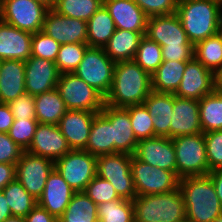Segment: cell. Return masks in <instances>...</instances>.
<instances>
[{
    "label": "cell",
    "mask_w": 222,
    "mask_h": 222,
    "mask_svg": "<svg viewBox=\"0 0 222 222\" xmlns=\"http://www.w3.org/2000/svg\"><path fill=\"white\" fill-rule=\"evenodd\" d=\"M60 72L54 61L30 56L25 61V91L36 96L56 88Z\"/></svg>",
    "instance_id": "obj_17"
},
{
    "label": "cell",
    "mask_w": 222,
    "mask_h": 222,
    "mask_svg": "<svg viewBox=\"0 0 222 222\" xmlns=\"http://www.w3.org/2000/svg\"><path fill=\"white\" fill-rule=\"evenodd\" d=\"M34 100L38 123L58 125L68 110L56 88L34 96Z\"/></svg>",
    "instance_id": "obj_31"
},
{
    "label": "cell",
    "mask_w": 222,
    "mask_h": 222,
    "mask_svg": "<svg viewBox=\"0 0 222 222\" xmlns=\"http://www.w3.org/2000/svg\"><path fill=\"white\" fill-rule=\"evenodd\" d=\"M25 61H0V103L8 104L25 94Z\"/></svg>",
    "instance_id": "obj_25"
},
{
    "label": "cell",
    "mask_w": 222,
    "mask_h": 222,
    "mask_svg": "<svg viewBox=\"0 0 222 222\" xmlns=\"http://www.w3.org/2000/svg\"><path fill=\"white\" fill-rule=\"evenodd\" d=\"M202 133L199 117V100L175 96L170 138Z\"/></svg>",
    "instance_id": "obj_22"
},
{
    "label": "cell",
    "mask_w": 222,
    "mask_h": 222,
    "mask_svg": "<svg viewBox=\"0 0 222 222\" xmlns=\"http://www.w3.org/2000/svg\"><path fill=\"white\" fill-rule=\"evenodd\" d=\"M26 222H58L46 209L38 204L25 217Z\"/></svg>",
    "instance_id": "obj_49"
},
{
    "label": "cell",
    "mask_w": 222,
    "mask_h": 222,
    "mask_svg": "<svg viewBox=\"0 0 222 222\" xmlns=\"http://www.w3.org/2000/svg\"><path fill=\"white\" fill-rule=\"evenodd\" d=\"M53 169V160L23 151L16 163V179L38 200Z\"/></svg>",
    "instance_id": "obj_12"
},
{
    "label": "cell",
    "mask_w": 222,
    "mask_h": 222,
    "mask_svg": "<svg viewBox=\"0 0 222 222\" xmlns=\"http://www.w3.org/2000/svg\"><path fill=\"white\" fill-rule=\"evenodd\" d=\"M182 222H192V221H189V220L185 219V220H183Z\"/></svg>",
    "instance_id": "obj_60"
},
{
    "label": "cell",
    "mask_w": 222,
    "mask_h": 222,
    "mask_svg": "<svg viewBox=\"0 0 222 222\" xmlns=\"http://www.w3.org/2000/svg\"><path fill=\"white\" fill-rule=\"evenodd\" d=\"M87 43H68L60 46L55 60L60 74L73 73L82 61Z\"/></svg>",
    "instance_id": "obj_39"
},
{
    "label": "cell",
    "mask_w": 222,
    "mask_h": 222,
    "mask_svg": "<svg viewBox=\"0 0 222 222\" xmlns=\"http://www.w3.org/2000/svg\"><path fill=\"white\" fill-rule=\"evenodd\" d=\"M131 157L114 153L97 157V176L107 180L121 199L133 201L137 196L131 171Z\"/></svg>",
    "instance_id": "obj_7"
},
{
    "label": "cell",
    "mask_w": 222,
    "mask_h": 222,
    "mask_svg": "<svg viewBox=\"0 0 222 222\" xmlns=\"http://www.w3.org/2000/svg\"><path fill=\"white\" fill-rule=\"evenodd\" d=\"M84 151L96 157L113 154V126L101 113L94 116Z\"/></svg>",
    "instance_id": "obj_29"
},
{
    "label": "cell",
    "mask_w": 222,
    "mask_h": 222,
    "mask_svg": "<svg viewBox=\"0 0 222 222\" xmlns=\"http://www.w3.org/2000/svg\"><path fill=\"white\" fill-rule=\"evenodd\" d=\"M42 31L61 45L87 43V22L59 15L52 8L46 13Z\"/></svg>",
    "instance_id": "obj_14"
},
{
    "label": "cell",
    "mask_w": 222,
    "mask_h": 222,
    "mask_svg": "<svg viewBox=\"0 0 222 222\" xmlns=\"http://www.w3.org/2000/svg\"><path fill=\"white\" fill-rule=\"evenodd\" d=\"M208 175L212 179L217 197L222 204V169L210 171Z\"/></svg>",
    "instance_id": "obj_52"
},
{
    "label": "cell",
    "mask_w": 222,
    "mask_h": 222,
    "mask_svg": "<svg viewBox=\"0 0 222 222\" xmlns=\"http://www.w3.org/2000/svg\"><path fill=\"white\" fill-rule=\"evenodd\" d=\"M98 205L85 192H75L58 222H98Z\"/></svg>",
    "instance_id": "obj_32"
},
{
    "label": "cell",
    "mask_w": 222,
    "mask_h": 222,
    "mask_svg": "<svg viewBox=\"0 0 222 222\" xmlns=\"http://www.w3.org/2000/svg\"><path fill=\"white\" fill-rule=\"evenodd\" d=\"M129 111L132 130L136 139L142 140L154 137L153 118L144 104L126 107Z\"/></svg>",
    "instance_id": "obj_40"
},
{
    "label": "cell",
    "mask_w": 222,
    "mask_h": 222,
    "mask_svg": "<svg viewBox=\"0 0 222 222\" xmlns=\"http://www.w3.org/2000/svg\"><path fill=\"white\" fill-rule=\"evenodd\" d=\"M146 32L117 29L103 47L112 61L134 60L139 43Z\"/></svg>",
    "instance_id": "obj_27"
},
{
    "label": "cell",
    "mask_w": 222,
    "mask_h": 222,
    "mask_svg": "<svg viewBox=\"0 0 222 222\" xmlns=\"http://www.w3.org/2000/svg\"><path fill=\"white\" fill-rule=\"evenodd\" d=\"M60 46V43L45 32L38 31L32 35L31 56L55 62Z\"/></svg>",
    "instance_id": "obj_42"
},
{
    "label": "cell",
    "mask_w": 222,
    "mask_h": 222,
    "mask_svg": "<svg viewBox=\"0 0 222 222\" xmlns=\"http://www.w3.org/2000/svg\"><path fill=\"white\" fill-rule=\"evenodd\" d=\"M131 171L137 195L170 192L179 187V178L172 172L131 157Z\"/></svg>",
    "instance_id": "obj_11"
},
{
    "label": "cell",
    "mask_w": 222,
    "mask_h": 222,
    "mask_svg": "<svg viewBox=\"0 0 222 222\" xmlns=\"http://www.w3.org/2000/svg\"><path fill=\"white\" fill-rule=\"evenodd\" d=\"M98 222H134L133 201L121 199L98 205Z\"/></svg>",
    "instance_id": "obj_37"
},
{
    "label": "cell",
    "mask_w": 222,
    "mask_h": 222,
    "mask_svg": "<svg viewBox=\"0 0 222 222\" xmlns=\"http://www.w3.org/2000/svg\"><path fill=\"white\" fill-rule=\"evenodd\" d=\"M14 119H36L34 96L25 93L8 103Z\"/></svg>",
    "instance_id": "obj_45"
},
{
    "label": "cell",
    "mask_w": 222,
    "mask_h": 222,
    "mask_svg": "<svg viewBox=\"0 0 222 222\" xmlns=\"http://www.w3.org/2000/svg\"><path fill=\"white\" fill-rule=\"evenodd\" d=\"M14 123V116L6 103H0V133H8Z\"/></svg>",
    "instance_id": "obj_51"
},
{
    "label": "cell",
    "mask_w": 222,
    "mask_h": 222,
    "mask_svg": "<svg viewBox=\"0 0 222 222\" xmlns=\"http://www.w3.org/2000/svg\"><path fill=\"white\" fill-rule=\"evenodd\" d=\"M194 57L215 73L222 67V38L216 34L196 43Z\"/></svg>",
    "instance_id": "obj_35"
},
{
    "label": "cell",
    "mask_w": 222,
    "mask_h": 222,
    "mask_svg": "<svg viewBox=\"0 0 222 222\" xmlns=\"http://www.w3.org/2000/svg\"><path fill=\"white\" fill-rule=\"evenodd\" d=\"M186 219L192 222H214L222 217V204L209 175L179 179Z\"/></svg>",
    "instance_id": "obj_2"
},
{
    "label": "cell",
    "mask_w": 222,
    "mask_h": 222,
    "mask_svg": "<svg viewBox=\"0 0 222 222\" xmlns=\"http://www.w3.org/2000/svg\"><path fill=\"white\" fill-rule=\"evenodd\" d=\"M100 113L113 126V154L127 153L134 155L138 140L132 130L129 111L126 108L104 104Z\"/></svg>",
    "instance_id": "obj_19"
},
{
    "label": "cell",
    "mask_w": 222,
    "mask_h": 222,
    "mask_svg": "<svg viewBox=\"0 0 222 222\" xmlns=\"http://www.w3.org/2000/svg\"><path fill=\"white\" fill-rule=\"evenodd\" d=\"M221 5V0H178L176 13L193 45L218 34Z\"/></svg>",
    "instance_id": "obj_3"
},
{
    "label": "cell",
    "mask_w": 222,
    "mask_h": 222,
    "mask_svg": "<svg viewBox=\"0 0 222 222\" xmlns=\"http://www.w3.org/2000/svg\"><path fill=\"white\" fill-rule=\"evenodd\" d=\"M38 125L37 119H14V123L8 132L9 137L23 150L26 151L35 134Z\"/></svg>",
    "instance_id": "obj_41"
},
{
    "label": "cell",
    "mask_w": 222,
    "mask_h": 222,
    "mask_svg": "<svg viewBox=\"0 0 222 222\" xmlns=\"http://www.w3.org/2000/svg\"><path fill=\"white\" fill-rule=\"evenodd\" d=\"M84 192L97 205L108 201L121 200L111 183L97 175L87 185Z\"/></svg>",
    "instance_id": "obj_43"
},
{
    "label": "cell",
    "mask_w": 222,
    "mask_h": 222,
    "mask_svg": "<svg viewBox=\"0 0 222 222\" xmlns=\"http://www.w3.org/2000/svg\"><path fill=\"white\" fill-rule=\"evenodd\" d=\"M97 157L84 150H71L54 162V168L75 192H84L97 175Z\"/></svg>",
    "instance_id": "obj_9"
},
{
    "label": "cell",
    "mask_w": 222,
    "mask_h": 222,
    "mask_svg": "<svg viewBox=\"0 0 222 222\" xmlns=\"http://www.w3.org/2000/svg\"><path fill=\"white\" fill-rule=\"evenodd\" d=\"M187 62L162 61L151 75V88L155 92L175 94L180 86Z\"/></svg>",
    "instance_id": "obj_28"
},
{
    "label": "cell",
    "mask_w": 222,
    "mask_h": 222,
    "mask_svg": "<svg viewBox=\"0 0 222 222\" xmlns=\"http://www.w3.org/2000/svg\"><path fill=\"white\" fill-rule=\"evenodd\" d=\"M144 13L150 16L175 13L178 0H133Z\"/></svg>",
    "instance_id": "obj_46"
},
{
    "label": "cell",
    "mask_w": 222,
    "mask_h": 222,
    "mask_svg": "<svg viewBox=\"0 0 222 222\" xmlns=\"http://www.w3.org/2000/svg\"><path fill=\"white\" fill-rule=\"evenodd\" d=\"M97 113L86 110H67L58 124L71 150H84L91 125Z\"/></svg>",
    "instance_id": "obj_20"
},
{
    "label": "cell",
    "mask_w": 222,
    "mask_h": 222,
    "mask_svg": "<svg viewBox=\"0 0 222 222\" xmlns=\"http://www.w3.org/2000/svg\"><path fill=\"white\" fill-rule=\"evenodd\" d=\"M134 156L144 163L172 171L176 175V154L171 138L155 136L139 140Z\"/></svg>",
    "instance_id": "obj_16"
},
{
    "label": "cell",
    "mask_w": 222,
    "mask_h": 222,
    "mask_svg": "<svg viewBox=\"0 0 222 222\" xmlns=\"http://www.w3.org/2000/svg\"><path fill=\"white\" fill-rule=\"evenodd\" d=\"M218 35L222 38V18L220 20V24H219V27H218Z\"/></svg>",
    "instance_id": "obj_57"
},
{
    "label": "cell",
    "mask_w": 222,
    "mask_h": 222,
    "mask_svg": "<svg viewBox=\"0 0 222 222\" xmlns=\"http://www.w3.org/2000/svg\"><path fill=\"white\" fill-rule=\"evenodd\" d=\"M115 65L103 48L88 47L73 73L105 98L112 87Z\"/></svg>",
    "instance_id": "obj_6"
},
{
    "label": "cell",
    "mask_w": 222,
    "mask_h": 222,
    "mask_svg": "<svg viewBox=\"0 0 222 222\" xmlns=\"http://www.w3.org/2000/svg\"><path fill=\"white\" fill-rule=\"evenodd\" d=\"M32 35L0 21V61L23 60L31 56Z\"/></svg>",
    "instance_id": "obj_24"
},
{
    "label": "cell",
    "mask_w": 222,
    "mask_h": 222,
    "mask_svg": "<svg viewBox=\"0 0 222 222\" xmlns=\"http://www.w3.org/2000/svg\"><path fill=\"white\" fill-rule=\"evenodd\" d=\"M175 95L151 91L144 105L153 118L154 137L170 138V124L173 116Z\"/></svg>",
    "instance_id": "obj_26"
},
{
    "label": "cell",
    "mask_w": 222,
    "mask_h": 222,
    "mask_svg": "<svg viewBox=\"0 0 222 222\" xmlns=\"http://www.w3.org/2000/svg\"><path fill=\"white\" fill-rule=\"evenodd\" d=\"M103 5V0H57L52 8L59 15L88 21Z\"/></svg>",
    "instance_id": "obj_36"
},
{
    "label": "cell",
    "mask_w": 222,
    "mask_h": 222,
    "mask_svg": "<svg viewBox=\"0 0 222 222\" xmlns=\"http://www.w3.org/2000/svg\"><path fill=\"white\" fill-rule=\"evenodd\" d=\"M56 89L68 110L100 113L105 104V98L74 73L60 74Z\"/></svg>",
    "instance_id": "obj_8"
},
{
    "label": "cell",
    "mask_w": 222,
    "mask_h": 222,
    "mask_svg": "<svg viewBox=\"0 0 222 222\" xmlns=\"http://www.w3.org/2000/svg\"><path fill=\"white\" fill-rule=\"evenodd\" d=\"M117 29L146 32L148 16L133 0H103Z\"/></svg>",
    "instance_id": "obj_23"
},
{
    "label": "cell",
    "mask_w": 222,
    "mask_h": 222,
    "mask_svg": "<svg viewBox=\"0 0 222 222\" xmlns=\"http://www.w3.org/2000/svg\"><path fill=\"white\" fill-rule=\"evenodd\" d=\"M204 134L209 170L222 169V130Z\"/></svg>",
    "instance_id": "obj_44"
},
{
    "label": "cell",
    "mask_w": 222,
    "mask_h": 222,
    "mask_svg": "<svg viewBox=\"0 0 222 222\" xmlns=\"http://www.w3.org/2000/svg\"><path fill=\"white\" fill-rule=\"evenodd\" d=\"M134 222H182L186 219L180 188L153 195H137L133 200Z\"/></svg>",
    "instance_id": "obj_4"
},
{
    "label": "cell",
    "mask_w": 222,
    "mask_h": 222,
    "mask_svg": "<svg viewBox=\"0 0 222 222\" xmlns=\"http://www.w3.org/2000/svg\"><path fill=\"white\" fill-rule=\"evenodd\" d=\"M163 61L187 62L194 57V46H161Z\"/></svg>",
    "instance_id": "obj_48"
},
{
    "label": "cell",
    "mask_w": 222,
    "mask_h": 222,
    "mask_svg": "<svg viewBox=\"0 0 222 222\" xmlns=\"http://www.w3.org/2000/svg\"><path fill=\"white\" fill-rule=\"evenodd\" d=\"M74 193L75 191L54 168L48 175L41 197L37 200L38 205L58 220L65 212Z\"/></svg>",
    "instance_id": "obj_21"
},
{
    "label": "cell",
    "mask_w": 222,
    "mask_h": 222,
    "mask_svg": "<svg viewBox=\"0 0 222 222\" xmlns=\"http://www.w3.org/2000/svg\"><path fill=\"white\" fill-rule=\"evenodd\" d=\"M44 5H46L49 9L53 8L57 0H36Z\"/></svg>",
    "instance_id": "obj_56"
},
{
    "label": "cell",
    "mask_w": 222,
    "mask_h": 222,
    "mask_svg": "<svg viewBox=\"0 0 222 222\" xmlns=\"http://www.w3.org/2000/svg\"><path fill=\"white\" fill-rule=\"evenodd\" d=\"M115 30L114 20L103 4L87 21V44L103 48Z\"/></svg>",
    "instance_id": "obj_30"
},
{
    "label": "cell",
    "mask_w": 222,
    "mask_h": 222,
    "mask_svg": "<svg viewBox=\"0 0 222 222\" xmlns=\"http://www.w3.org/2000/svg\"><path fill=\"white\" fill-rule=\"evenodd\" d=\"M49 8L36 0H2L1 20L34 34L43 29Z\"/></svg>",
    "instance_id": "obj_10"
},
{
    "label": "cell",
    "mask_w": 222,
    "mask_h": 222,
    "mask_svg": "<svg viewBox=\"0 0 222 222\" xmlns=\"http://www.w3.org/2000/svg\"><path fill=\"white\" fill-rule=\"evenodd\" d=\"M145 36L160 46H194L189 41L176 12L148 17Z\"/></svg>",
    "instance_id": "obj_13"
},
{
    "label": "cell",
    "mask_w": 222,
    "mask_h": 222,
    "mask_svg": "<svg viewBox=\"0 0 222 222\" xmlns=\"http://www.w3.org/2000/svg\"><path fill=\"white\" fill-rule=\"evenodd\" d=\"M134 61L152 75L163 61L161 46L144 35L139 43Z\"/></svg>",
    "instance_id": "obj_38"
},
{
    "label": "cell",
    "mask_w": 222,
    "mask_h": 222,
    "mask_svg": "<svg viewBox=\"0 0 222 222\" xmlns=\"http://www.w3.org/2000/svg\"><path fill=\"white\" fill-rule=\"evenodd\" d=\"M215 90L214 73L195 57L187 61L180 86L175 96L200 100Z\"/></svg>",
    "instance_id": "obj_15"
},
{
    "label": "cell",
    "mask_w": 222,
    "mask_h": 222,
    "mask_svg": "<svg viewBox=\"0 0 222 222\" xmlns=\"http://www.w3.org/2000/svg\"><path fill=\"white\" fill-rule=\"evenodd\" d=\"M12 216L26 217L38 201L15 179L2 189Z\"/></svg>",
    "instance_id": "obj_34"
},
{
    "label": "cell",
    "mask_w": 222,
    "mask_h": 222,
    "mask_svg": "<svg viewBox=\"0 0 222 222\" xmlns=\"http://www.w3.org/2000/svg\"><path fill=\"white\" fill-rule=\"evenodd\" d=\"M1 8H2V0H0V21H1Z\"/></svg>",
    "instance_id": "obj_58"
},
{
    "label": "cell",
    "mask_w": 222,
    "mask_h": 222,
    "mask_svg": "<svg viewBox=\"0 0 222 222\" xmlns=\"http://www.w3.org/2000/svg\"><path fill=\"white\" fill-rule=\"evenodd\" d=\"M16 179V164L0 163V191Z\"/></svg>",
    "instance_id": "obj_50"
},
{
    "label": "cell",
    "mask_w": 222,
    "mask_h": 222,
    "mask_svg": "<svg viewBox=\"0 0 222 222\" xmlns=\"http://www.w3.org/2000/svg\"><path fill=\"white\" fill-rule=\"evenodd\" d=\"M202 133L222 130V93L213 91L199 100Z\"/></svg>",
    "instance_id": "obj_33"
},
{
    "label": "cell",
    "mask_w": 222,
    "mask_h": 222,
    "mask_svg": "<svg viewBox=\"0 0 222 222\" xmlns=\"http://www.w3.org/2000/svg\"><path fill=\"white\" fill-rule=\"evenodd\" d=\"M10 217H12V212L7 203L5 195L3 191L1 190L0 191V222H3L4 220Z\"/></svg>",
    "instance_id": "obj_53"
},
{
    "label": "cell",
    "mask_w": 222,
    "mask_h": 222,
    "mask_svg": "<svg viewBox=\"0 0 222 222\" xmlns=\"http://www.w3.org/2000/svg\"><path fill=\"white\" fill-rule=\"evenodd\" d=\"M27 152L47 157L54 162L71 151L58 125L38 123Z\"/></svg>",
    "instance_id": "obj_18"
},
{
    "label": "cell",
    "mask_w": 222,
    "mask_h": 222,
    "mask_svg": "<svg viewBox=\"0 0 222 222\" xmlns=\"http://www.w3.org/2000/svg\"><path fill=\"white\" fill-rule=\"evenodd\" d=\"M172 141L176 154V176L179 179L209 174L203 133L178 136Z\"/></svg>",
    "instance_id": "obj_5"
},
{
    "label": "cell",
    "mask_w": 222,
    "mask_h": 222,
    "mask_svg": "<svg viewBox=\"0 0 222 222\" xmlns=\"http://www.w3.org/2000/svg\"><path fill=\"white\" fill-rule=\"evenodd\" d=\"M22 152L8 133H0V163L16 164Z\"/></svg>",
    "instance_id": "obj_47"
},
{
    "label": "cell",
    "mask_w": 222,
    "mask_h": 222,
    "mask_svg": "<svg viewBox=\"0 0 222 222\" xmlns=\"http://www.w3.org/2000/svg\"><path fill=\"white\" fill-rule=\"evenodd\" d=\"M3 222H26V220L25 217L12 216L10 218H7Z\"/></svg>",
    "instance_id": "obj_55"
},
{
    "label": "cell",
    "mask_w": 222,
    "mask_h": 222,
    "mask_svg": "<svg viewBox=\"0 0 222 222\" xmlns=\"http://www.w3.org/2000/svg\"><path fill=\"white\" fill-rule=\"evenodd\" d=\"M151 88V75L134 60L116 62L113 83L105 97V105L126 108L141 105L148 97Z\"/></svg>",
    "instance_id": "obj_1"
},
{
    "label": "cell",
    "mask_w": 222,
    "mask_h": 222,
    "mask_svg": "<svg viewBox=\"0 0 222 222\" xmlns=\"http://www.w3.org/2000/svg\"><path fill=\"white\" fill-rule=\"evenodd\" d=\"M214 222H222V217L216 219Z\"/></svg>",
    "instance_id": "obj_59"
},
{
    "label": "cell",
    "mask_w": 222,
    "mask_h": 222,
    "mask_svg": "<svg viewBox=\"0 0 222 222\" xmlns=\"http://www.w3.org/2000/svg\"><path fill=\"white\" fill-rule=\"evenodd\" d=\"M215 91L222 93V67L214 73Z\"/></svg>",
    "instance_id": "obj_54"
}]
</instances>
